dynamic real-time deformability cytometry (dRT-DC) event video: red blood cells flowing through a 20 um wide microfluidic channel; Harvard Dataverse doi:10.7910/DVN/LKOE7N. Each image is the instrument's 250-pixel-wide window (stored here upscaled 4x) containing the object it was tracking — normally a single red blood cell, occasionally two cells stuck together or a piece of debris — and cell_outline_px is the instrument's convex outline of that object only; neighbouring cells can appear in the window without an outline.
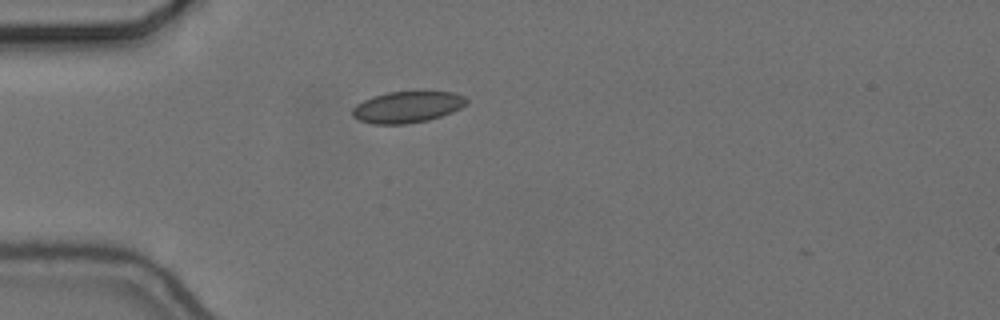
{"species": "common noctule bat (a hibernating species)", "species_latin": "Nyctalus noctula", "temperature_condition": "cold", "stored_images_in_passage": 2, "camera_frame_rate_fps": 3000, "um_per_image_px": 0.085, "animal": {"sex": "female", "body_mass_g": 24.6, "forearm_length_mm": 56.2}, "frame": {"image": 1, "passage_image": 1, "time_ms": 0.0, "image_size_px": [1000, 320], "cell_outline_px": [[468, 104], [452, 112], [428, 120], [404, 124], [372, 124], [360, 120], [352, 116], [352, 108], [356, 104], [372, 96], [388, 92], [456, 92], [464, 96], [468, 100]], "centroid_in_image_um": [34.62, 9.09], "position_along_channel_um": 50.4, "area_um2": 20.87}}